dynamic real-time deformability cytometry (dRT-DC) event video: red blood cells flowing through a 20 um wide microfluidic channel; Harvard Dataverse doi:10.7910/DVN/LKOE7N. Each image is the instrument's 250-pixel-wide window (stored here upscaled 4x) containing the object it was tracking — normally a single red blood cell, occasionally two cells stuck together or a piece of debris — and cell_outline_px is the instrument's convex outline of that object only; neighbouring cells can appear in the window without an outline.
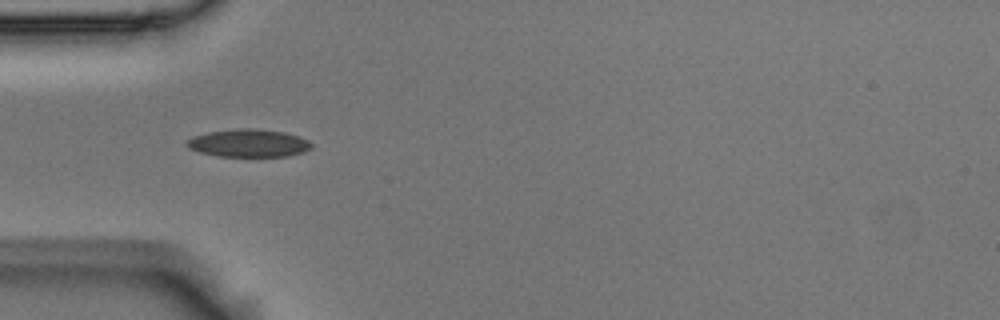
{"species": "Egyptian fruit bat (a non-hibernating species)", "species_latin": "Rousettus aegyptiacus", "temperature_condition": "room temperature", "stored_images_in_passage": 4, "camera_frame_rate_fps": 3000, "um_per_image_px": 0.085, "animal": {"sex": "male"}, "frame": {"image": 1, "passage_image": 4, "time_ms": 1.0, "image_size_px": [1000, 320], "cell_outline_px": [[312, 148], [304, 152], [288, 156], [216, 156], [200, 152], [188, 148], [184, 144], [184, 140], [192, 136], [208, 132], [244, 128], [252, 128], [284, 132], [308, 140], [312, 144]], "centroid_in_image_um": [21.08, 12.17], "position_along_channel_um": 63.9, "area_um2": 20.23}}